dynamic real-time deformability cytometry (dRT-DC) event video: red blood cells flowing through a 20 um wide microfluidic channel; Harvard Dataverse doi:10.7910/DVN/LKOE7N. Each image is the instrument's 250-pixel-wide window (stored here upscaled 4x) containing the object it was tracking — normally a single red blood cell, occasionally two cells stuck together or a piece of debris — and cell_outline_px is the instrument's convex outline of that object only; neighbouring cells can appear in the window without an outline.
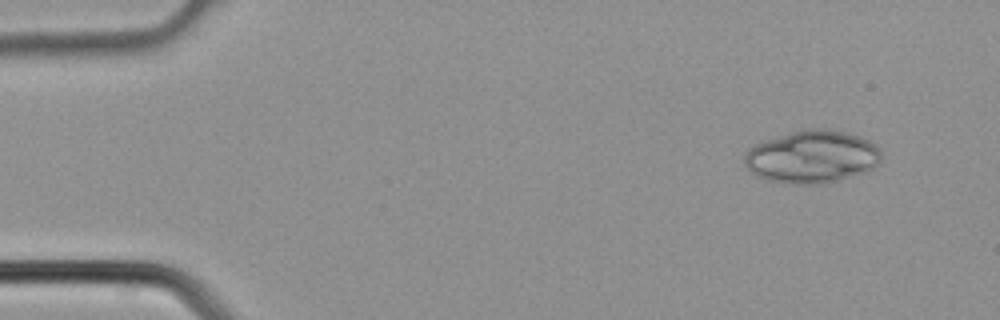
{"species": "common noctule bat (a hibernating species)", "species_latin": "Nyctalus noctula", "temperature_condition": "cold", "stored_images_in_passage": 4, "camera_frame_rate_fps": 3000, "um_per_image_px": 0.085, "animal": {"sex": "male", "body_mass_g": 21.5, "forearm_length_mm": 52.0}, "frame": {"image": 1, "passage_image": 1, "time_ms": 0.0, "image_size_px": [1000, 320], "cell_outline_px": [[880, 160], [872, 168], [840, 180], [824, 184], [788, 184], [768, 180], [752, 172], [744, 164], [744, 156], [748, 148], [756, 144], [804, 128], [828, 128], [860, 136], [868, 140], [880, 152]], "centroid_in_image_um": [69.0, 13.33], "position_along_channel_um": 16.0, "area_um2": 41.62}}